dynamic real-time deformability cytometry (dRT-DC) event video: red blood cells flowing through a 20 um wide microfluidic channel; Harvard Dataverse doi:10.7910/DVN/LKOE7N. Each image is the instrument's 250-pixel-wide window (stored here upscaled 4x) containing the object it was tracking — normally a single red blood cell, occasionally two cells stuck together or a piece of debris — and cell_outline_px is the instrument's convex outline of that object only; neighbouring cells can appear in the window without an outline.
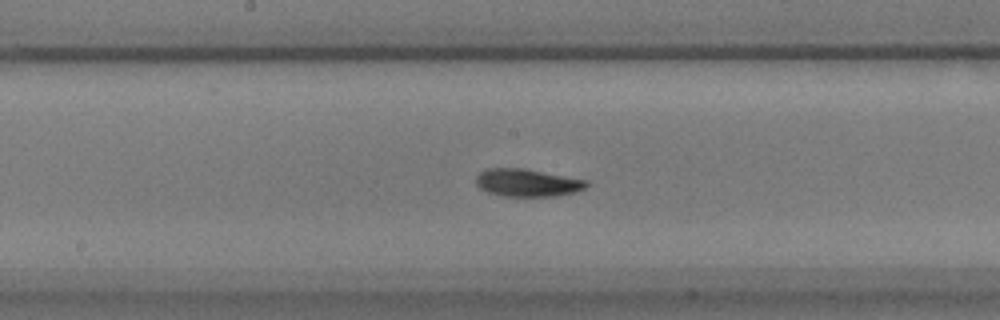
{"species": "common noctule bat (a hibernating species)", "species_latin": "Nyctalus noctula", "temperature_condition": "warm", "stored_images_in_passage": 39, "camera_frame_rate_fps": 3000, "um_per_image_px": 0.085, "animal": {"sex": "male", "body_mass_g": 17.9}, "frame": {"image": 1, "passage_image": 12, "time_ms": 3.667, "image_size_px": [1000, 320], "cell_outline_px": [[588, 184], [584, 188], [576, 192], [556, 196], [504, 196], [488, 192], [480, 188], [476, 184], [476, 176], [484, 168], [524, 168], [588, 180]], "centroid_in_image_um": [44.81, 15.52], "position_along_channel_um": 203.4, "area_um2": 17.86}}
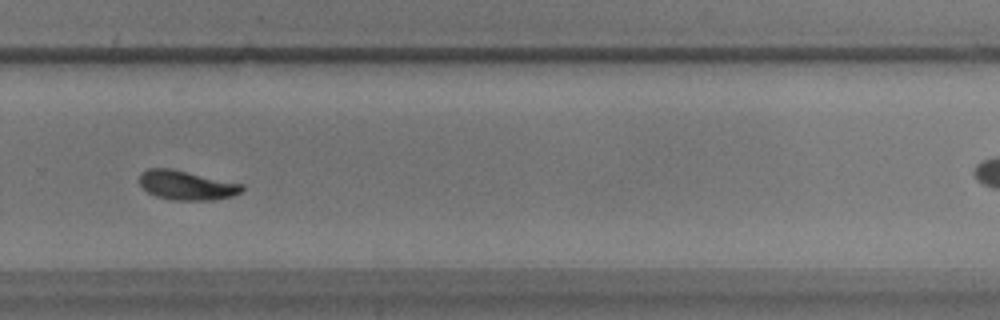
{"frame": {"image": 2, "passage_image": 21, "time_ms": 6.667, "image_size_px": [1000, 320], "cell_outline_px": [[244, 188], [240, 192], [232, 196], [212, 200], [172, 200], [156, 196], [148, 192], [140, 184], [140, 172], [148, 168], [168, 168], [244, 184]], "centroid_in_image_um": [15.85, 15.75], "position_along_channel_um": 314.0, "area_um2": 17.34}}
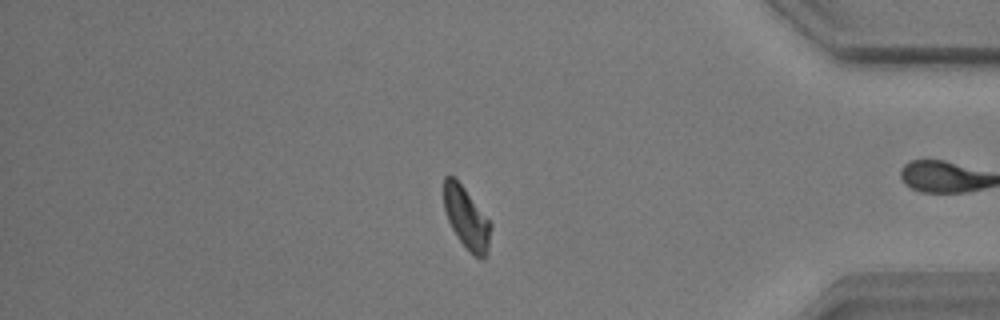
{"frame": {"image": 3, "passage_image": 30, "time_ms": 9.667, "image_size_px": [1000, 320], "cell_outline_px": [[492, 228], [488, 248], [484, 260], [480, 260], [456, 236], [448, 220], [444, 208], [444, 176], [456, 176], [492, 224]], "centroid_in_image_um": [39.66, 18.5], "position_along_channel_um": 395.5, "area_um2": 16.82}, "authors_computed_cell_mechanics": {"area_um2": 17.5134, "velocity_mm_per_s": 3.6915, "shape_relaxation_time_tau1_ms": 2.2224, "shape_relaxation_time_tau2_ms": 3.3688, "deformation_change_tau1": 0.0948, "deformation_change_tau2": 0.0562}}